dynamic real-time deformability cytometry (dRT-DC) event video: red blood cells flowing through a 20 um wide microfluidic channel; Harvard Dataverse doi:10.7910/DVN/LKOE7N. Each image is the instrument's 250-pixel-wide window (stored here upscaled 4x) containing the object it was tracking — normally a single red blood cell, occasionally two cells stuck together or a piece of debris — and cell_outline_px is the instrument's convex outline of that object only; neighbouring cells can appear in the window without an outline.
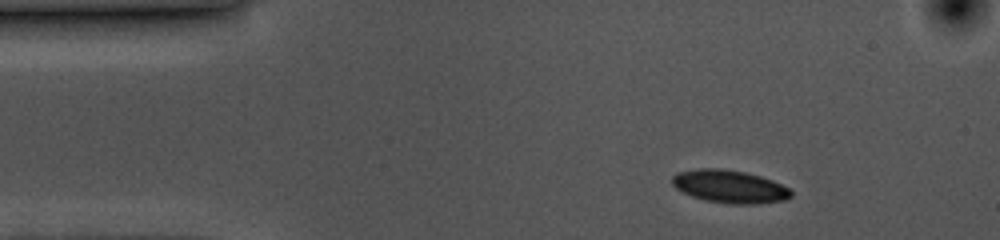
{"species": "common noctule bat (a hibernating species)", "species_latin": "Nyctalus noctula", "temperature_condition": "cold", "stored_images_in_passage": 40, "camera_frame_rate_fps": 3000, "um_per_image_px": 0.085, "animal": {"sex": "female", "body_mass_g": 10.0, "forearm_length_mm": 53.1}, "frame": {"image": 1, "passage_image": 1, "time_ms": 0.0, "image_size_px": [1000, 240], "cell_outline_px": [[792, 196], [784, 200], [756, 204], [732, 204], [704, 200], [692, 196], [676, 188], [672, 184], [672, 176], [676, 172], [700, 168], [720, 168], [744, 172], [760, 176], [772, 180], [788, 188], [792, 192]], "centroid_in_image_um": [62.0, 15.85], "position_along_channel_um": 23.0, "area_um2": 22.72}}
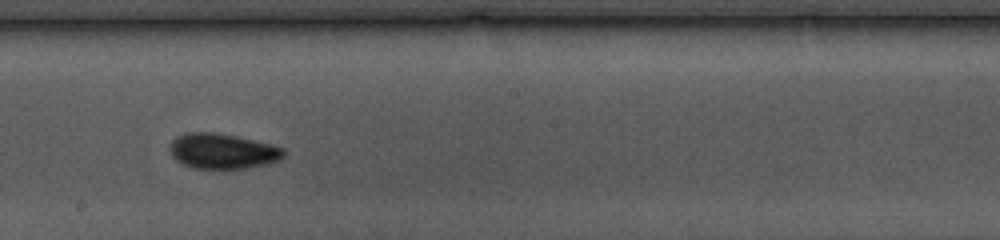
{"frame": {"image": 2, "passage_image": 23, "time_ms": 7.333, "image_size_px": [1000, 240], "cell_outline_px": [[284, 156], [280, 160], [268, 164], [248, 168], [192, 168], [176, 160], [172, 156], [168, 148], [172, 140], [176, 136], [188, 132], [216, 132], [236, 136], [272, 144], [284, 148]], "centroid_in_image_um": [18.91, 12.84], "position_along_channel_um": 229.3, "area_um2": 23.58}}
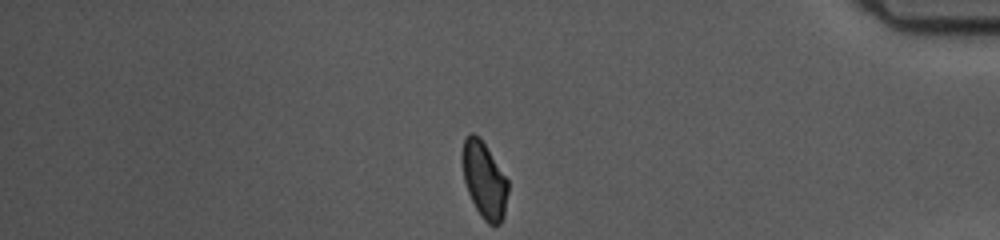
{"frame": {"image": 3, "passage_image": 40, "time_ms": 13.0, "image_size_px": [1000, 240], "cell_outline_px": [[508, 192], [504, 216], [500, 224], [488, 224], [480, 216], [468, 192], [464, 180], [464, 136], [468, 132], [472, 132], [480, 136], [508, 180]], "centroid_in_image_um": [41.19, 15.3], "position_along_channel_um": 394.0, "area_um2": 20.06}, "authors_computed_cell_mechanics": {"area_um2": 22.7732, "velocity_mm_per_s": 3.5565, "shape_relaxation_time_tau1_ms": 2.654, "shape_relaxation_time_tau2_ms": 2.7294, "deformation_change_tau1": 0.0969, "deformation_change_tau2": 0.0561}}